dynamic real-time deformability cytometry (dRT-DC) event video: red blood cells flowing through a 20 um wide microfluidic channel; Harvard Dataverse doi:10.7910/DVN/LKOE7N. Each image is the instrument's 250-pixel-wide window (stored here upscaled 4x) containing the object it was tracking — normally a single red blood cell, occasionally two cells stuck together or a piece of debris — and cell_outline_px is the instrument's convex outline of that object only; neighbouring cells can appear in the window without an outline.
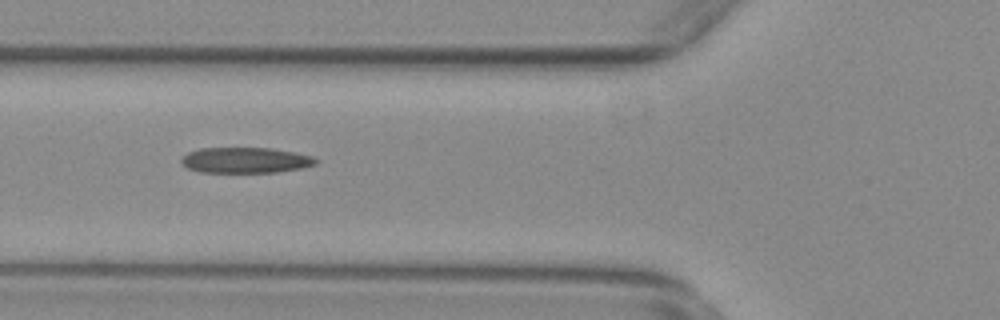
{"species": "common noctule bat (a hibernating species)", "species_latin": "Nyctalus noctula", "temperature_condition": "warm", "stored_images_in_passage": 45, "camera_frame_rate_fps": 3000, "um_per_image_px": 0.085, "animal": {"sex": "female", "body_mass_g": 29.2, "forearm_length_mm": 56.3}, "frame": {"image": 1, "passage_image": 14, "time_ms": 4.333, "image_size_px": [1000, 320], "cell_outline_px": [[320, 160], [316, 164], [300, 168], [276, 172], [200, 172], [188, 168], [180, 164], [180, 156], [188, 152], [200, 148], [268, 148], [292, 152], [312, 156]], "centroid_in_image_um": [20.81, 13.61], "position_along_channel_um": 105.0, "area_um2": 20.11}}
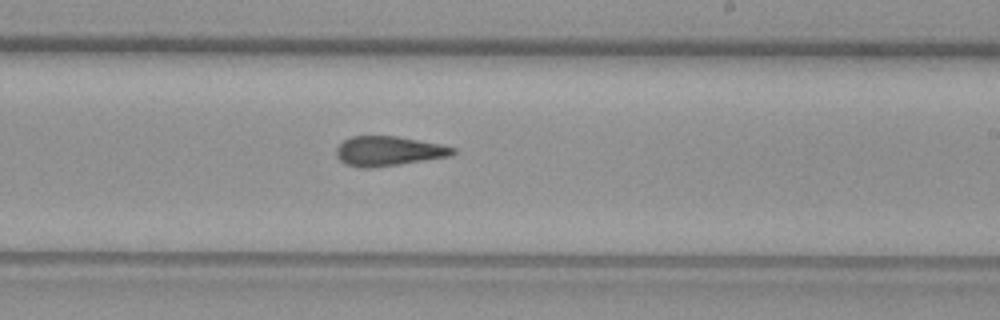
{"frame": {"image": 2, "passage_image": 26, "time_ms": 8.333, "image_size_px": [1000, 320], "cell_outline_px": [[456, 152], [452, 156], [400, 164], [372, 168], [360, 168], [344, 164], [336, 156], [336, 148], [344, 140], [352, 136], [396, 136], [440, 144], [456, 148]], "centroid_in_image_um": [33.01, 12.85], "position_along_channel_um": 256.0, "area_um2": 20.23}}
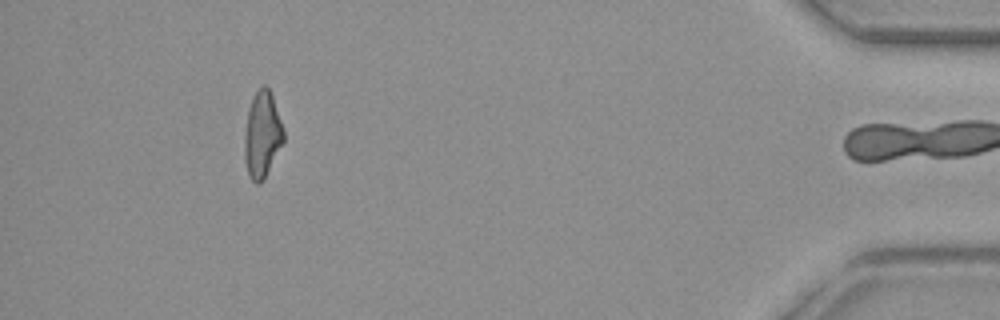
{"frame": {"image": 3, "passage_image": 44, "time_ms": 14.333, "image_size_px": [1000, 320], "cell_outline_px": [[284, 140], [264, 180], [260, 184], [256, 184], [248, 176], [244, 160], [244, 132], [248, 108], [256, 92], [264, 84], [272, 92], [284, 128]], "centroid_in_image_um": [22.28, 11.46], "position_along_channel_um": 412.9, "area_um2": 20.0}, "authors_computed_cell_mechanics": {"area_um2": 20.4612, "velocity_mm_per_s": 3.7761, "shape_relaxation_time_tau1_ms": null, "shape_relaxation_time_tau2_ms": 3.2277, "deformation_change_tau1": null, "deformation_change_tau2": 0.1263}}